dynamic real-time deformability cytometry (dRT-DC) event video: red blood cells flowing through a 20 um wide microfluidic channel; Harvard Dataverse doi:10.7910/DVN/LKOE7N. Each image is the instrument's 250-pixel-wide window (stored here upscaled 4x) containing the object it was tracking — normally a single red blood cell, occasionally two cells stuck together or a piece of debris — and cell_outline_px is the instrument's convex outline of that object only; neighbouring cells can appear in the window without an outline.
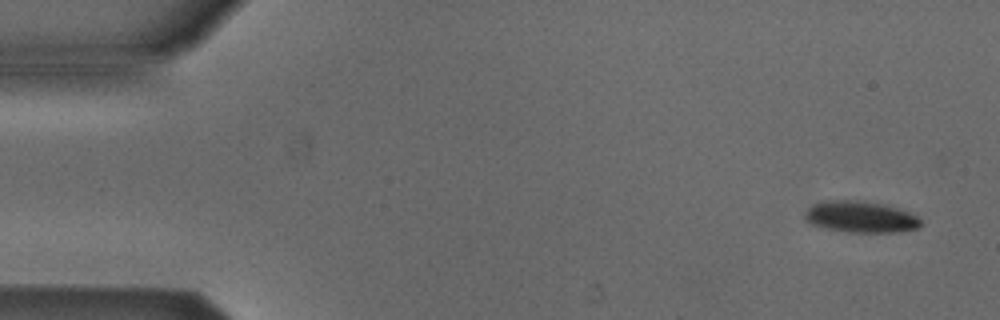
{"species": "Egyptian fruit bat (a non-hibernating species)", "species_latin": "Rousettus aegyptiacus", "temperature_condition": "cold", "stored_images_in_passage": 5, "camera_frame_rate_fps": 3000, "um_per_image_px": 0.085, "animal": {"sex": "male"}, "frame": {"image": 1, "passage_image": 1, "time_ms": 0.0, "image_size_px": [1000, 320], "cell_outline_px": [[920, 228], [900, 232], [848, 232], [820, 228], [812, 224], [804, 216], [804, 212], [812, 204], [824, 200], [860, 200], [884, 204], [908, 212], [916, 216], [920, 220]], "centroid_in_image_um": [73.11, 18.43], "position_along_channel_um": 11.9, "area_um2": 21.39}}